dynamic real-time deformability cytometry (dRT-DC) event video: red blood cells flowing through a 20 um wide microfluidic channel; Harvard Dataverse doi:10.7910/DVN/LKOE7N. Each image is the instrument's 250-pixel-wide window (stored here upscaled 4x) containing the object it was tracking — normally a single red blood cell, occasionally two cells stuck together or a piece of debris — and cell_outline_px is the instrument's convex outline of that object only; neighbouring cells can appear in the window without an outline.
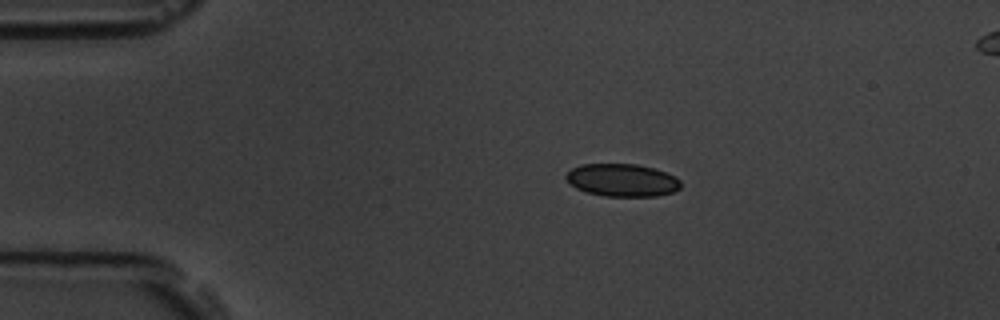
{"species": "common noctule bat (a hibernating species)", "species_latin": "Nyctalus noctula", "temperature_condition": "room temperature", "stored_images_in_passage": 6, "camera_frame_rate_fps": 3000, "um_per_image_px": 0.085, "animal": {"sex": "male", "body_mass_g": 19.5, "forearm_length_mm": 54.6}, "frame": {"image": 1, "passage_image": 3, "time_ms": 2.333, "image_size_px": [1000, 320], "cell_outline_px": [[680, 188], [672, 192], [656, 196], [604, 196], [584, 192], [576, 188], [564, 176], [572, 168], [580, 164], [636, 164], [656, 168], [676, 176], [680, 180]], "centroid_in_image_um": [52.89, 15.31], "position_along_channel_um": 32.1, "area_um2": 21.96}}
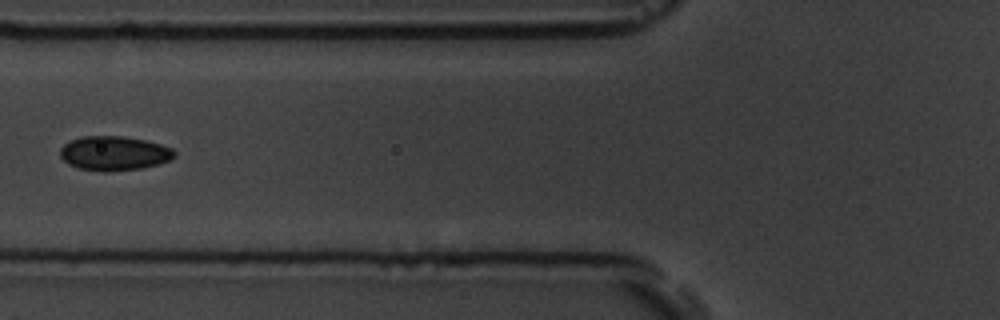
{"frame": {"image": 2, "passage_image": 6, "time_ms": 6.0, "image_size_px": [1000, 320], "cell_outline_px": [[176, 156], [172, 160], [160, 164], [140, 168], [104, 172], [80, 168], [68, 164], [60, 156], [60, 148], [64, 144], [72, 140], [84, 136], [124, 136], [144, 140], [160, 144], [172, 148], [176, 152]], "centroid_in_image_um": [9.73, 13.03], "position_along_channel_um": 116.1, "area_um2": 22.89}}